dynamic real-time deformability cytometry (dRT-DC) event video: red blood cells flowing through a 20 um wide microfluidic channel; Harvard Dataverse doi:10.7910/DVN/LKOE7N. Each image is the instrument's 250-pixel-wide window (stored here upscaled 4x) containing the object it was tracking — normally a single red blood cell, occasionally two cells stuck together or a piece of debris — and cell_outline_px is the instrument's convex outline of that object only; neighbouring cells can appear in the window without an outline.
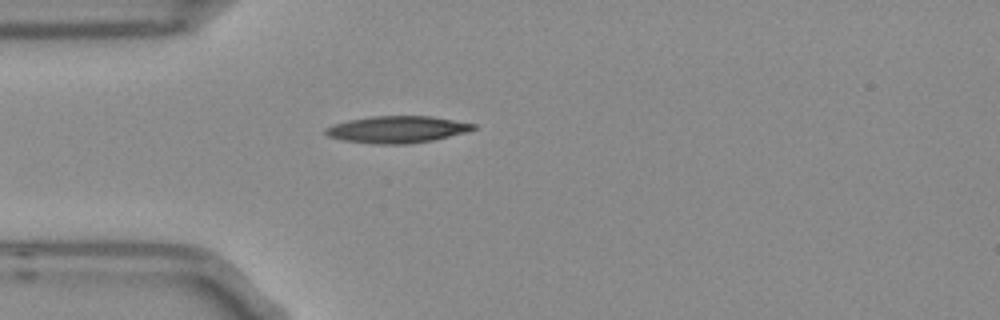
{"species": "Egyptian fruit bat (a non-hibernating species)", "species_latin": "Rousettus aegyptiacus", "temperature_condition": "room temperature", "stored_images_in_passage": 1, "camera_frame_rate_fps": 3000, "um_per_image_px": 0.085, "frame": {"image": 1, "passage_image": 1, "time_ms": 0.0, "image_size_px": [1000, 320], "cell_outline_px": [[476, 128], [468, 132], [432, 140], [404, 144], [372, 144], [344, 140], [328, 136], [324, 132], [324, 128], [332, 124], [348, 120], [372, 116], [432, 116], [476, 124]], "centroid_in_image_um": [33.74, 11.0], "position_along_channel_um": 51.3, "area_um2": 23.18}}